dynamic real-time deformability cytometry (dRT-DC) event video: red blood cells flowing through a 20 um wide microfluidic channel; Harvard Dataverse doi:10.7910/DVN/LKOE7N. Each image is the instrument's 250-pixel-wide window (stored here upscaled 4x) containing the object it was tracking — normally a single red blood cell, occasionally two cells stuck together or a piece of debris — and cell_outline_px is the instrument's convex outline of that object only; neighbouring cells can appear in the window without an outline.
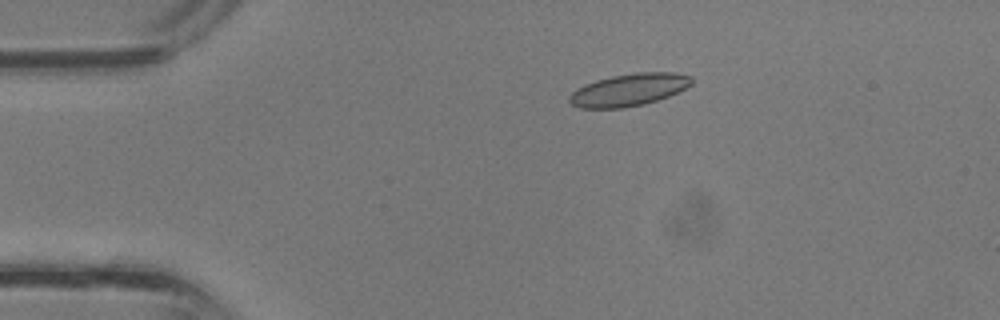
{"species": "common noctule bat (a hibernating species)", "species_latin": "Nyctalus noctula", "temperature_condition": "room temperature", "stored_images_in_passage": 34, "camera_frame_rate_fps": 3000, "um_per_image_px": 0.085, "animal": {"sex": "male", "body_mass_g": 13.3}, "frame": {"image": 1, "passage_image": 4, "time_ms": 1.0, "image_size_px": [1000, 320], "cell_outline_px": [[692, 84], [668, 96], [644, 104], [624, 108], [580, 108], [572, 104], [568, 100], [568, 96], [572, 92], [584, 84], [596, 80], [612, 76], [636, 72], [676, 72], [692, 76]], "centroid_in_image_um": [53.44, 7.63], "position_along_channel_um": 31.6, "area_um2": 23.0}}
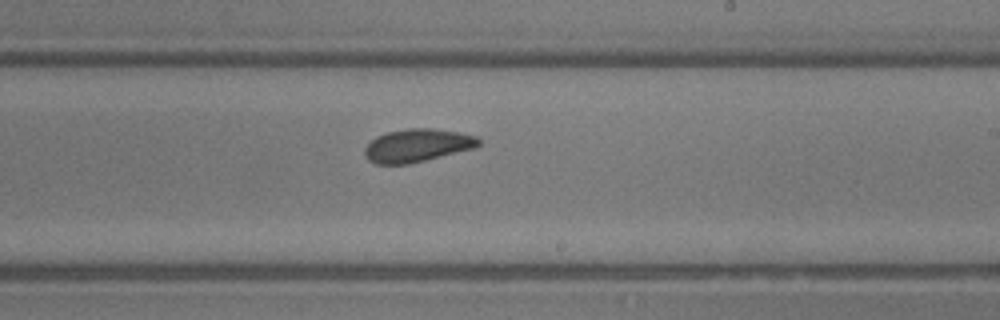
{"frame": {"image": 2, "passage_image": 19, "time_ms": 6.0, "image_size_px": [1000, 320], "cell_outline_px": [[480, 144], [476, 148], [408, 164], [376, 164], [368, 160], [364, 156], [364, 148], [376, 136], [388, 132], [408, 128], [432, 128], [456, 132], [476, 136], [480, 140]], "centroid_in_image_um": [35.45, 12.37], "position_along_channel_um": 253.5, "area_um2": 21.91}}
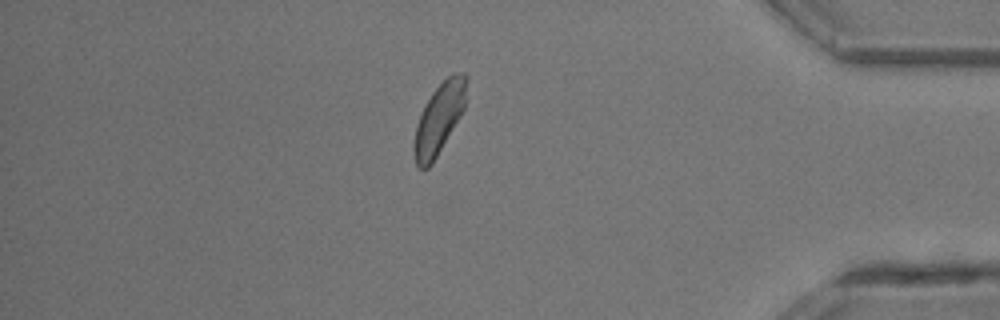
{"frame": {"image": 3, "passage_image": 29, "time_ms": 9.333, "image_size_px": [1000, 320], "cell_outline_px": [[468, 80], [464, 108], [460, 116], [432, 164], [428, 168], [420, 168], [416, 164], [412, 148], [416, 124], [432, 92], [452, 72], [464, 72], [468, 76]], "centroid_in_image_um": [37.33, 10.06], "position_along_channel_um": 397.9, "area_um2": 21.44}}